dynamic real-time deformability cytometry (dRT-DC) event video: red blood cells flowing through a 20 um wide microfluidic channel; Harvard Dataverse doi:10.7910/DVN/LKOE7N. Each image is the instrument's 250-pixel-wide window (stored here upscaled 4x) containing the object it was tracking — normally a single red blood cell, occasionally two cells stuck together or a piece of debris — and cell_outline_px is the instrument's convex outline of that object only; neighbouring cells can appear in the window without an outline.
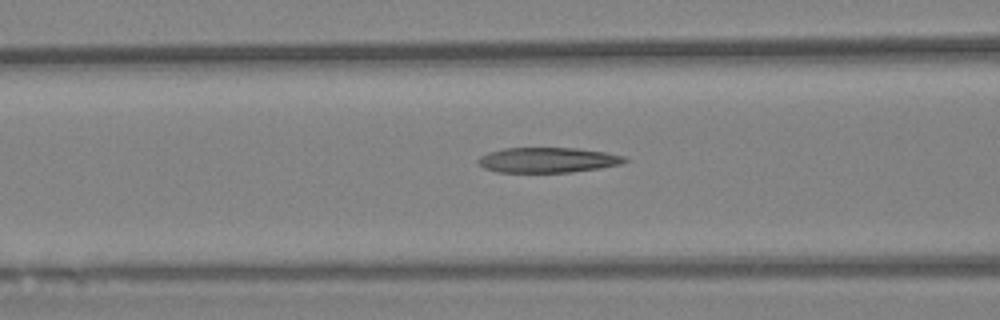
{"species": "Egyptian fruit bat (a non-hibernating species)", "species_latin": "Rousettus aegyptiacus", "temperature_condition": "warm", "stored_images_in_passage": 34, "camera_frame_rate_fps": 3000, "um_per_image_px": 0.085, "animal": {"sex": "female"}, "frame": {"image": 1, "passage_image": 11, "time_ms": 3.333, "image_size_px": [1000, 320], "cell_outline_px": [[628, 160], [620, 164], [600, 168], [572, 172], [496, 172], [484, 168], [476, 164], [476, 160], [480, 156], [488, 152], [504, 148], [576, 148], [604, 152], [624, 156]], "centroid_in_image_um": [46.5, 13.6], "position_along_channel_um": 120.1, "area_um2": 21.56}}
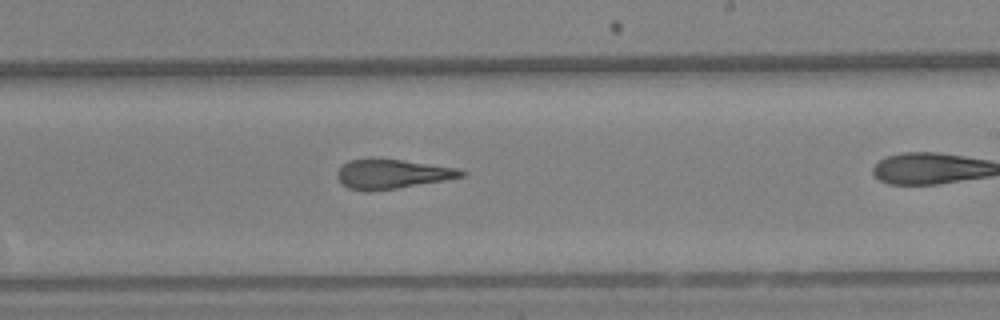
{"frame": {"image": 2, "passage_image": 23, "time_ms": 7.333, "image_size_px": [1000, 320], "cell_outline_px": [[468, 176], [396, 188], [348, 188], [336, 176], [336, 172], [348, 160], [400, 160], [456, 168], [468, 172]], "centroid_in_image_um": [33.42, 14.77], "position_along_channel_um": 255.6, "area_um2": 20.06}}
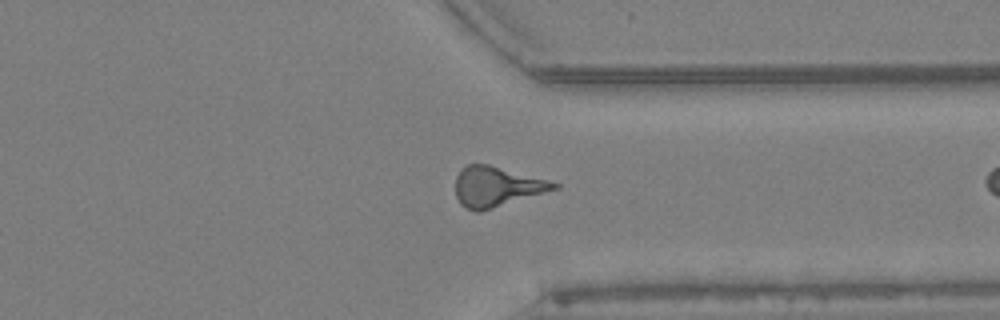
{"frame": {"image": 3, "passage_image": 33, "time_ms": 10.667, "image_size_px": [1000, 320], "cell_outline_px": [[560, 188], [480, 212], [476, 212], [464, 208], [460, 204], [456, 196], [456, 176], [460, 168], [468, 164], [488, 164], [548, 180], [560, 184]], "centroid_in_image_um": [42.19, 15.87], "position_along_channel_um": 369.2, "area_um2": 23.06}}